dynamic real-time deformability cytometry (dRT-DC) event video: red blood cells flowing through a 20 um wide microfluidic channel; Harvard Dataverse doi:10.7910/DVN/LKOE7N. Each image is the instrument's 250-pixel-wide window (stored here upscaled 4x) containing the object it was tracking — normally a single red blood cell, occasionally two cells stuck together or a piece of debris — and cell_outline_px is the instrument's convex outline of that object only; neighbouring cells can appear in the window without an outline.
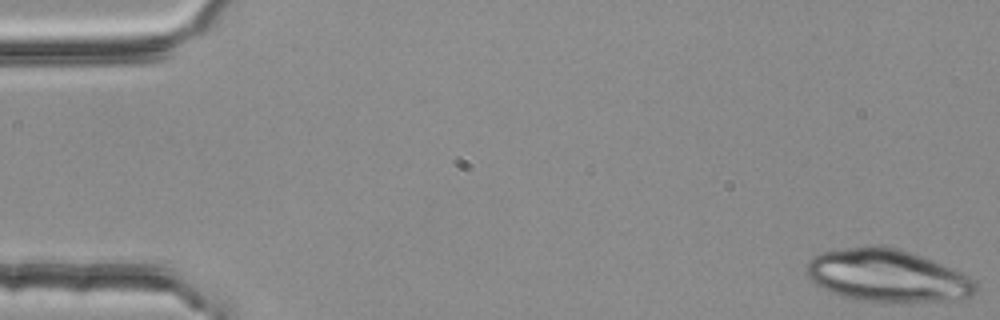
{"species": "common noctule bat (a hibernating species)", "species_latin": "Nyctalus noctula", "temperature_condition": "room temperature", "stored_images_in_passage": 6, "camera_frame_rate_fps": 3000, "um_per_image_px": 0.085, "animal": {"sex": "female", "body_mass_g": 25.1}, "frame": {"image": 1, "passage_image": 1, "time_ms": 0.0, "image_size_px": [1000, 320], "cell_outline_px": [[976, 292], [972, 296], [948, 300], [900, 304], [868, 300], [840, 296], [816, 284], [804, 272], [804, 268], [808, 260], [812, 256], [824, 252], [844, 248], [900, 248], [960, 272], [968, 276], [976, 284]], "centroid_in_image_um": [75.41, 23.47], "position_along_channel_um": 9.6, "area_um2": 51.1}}
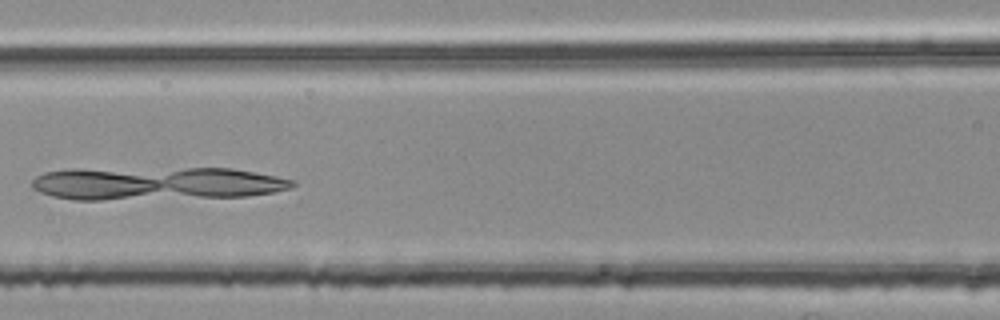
{"frame": {"image": 2, "passage_image": 6, "time_ms": 1.667, "image_size_px": [1000, 320], "cell_outline_px": [[296, 184], [292, 188], [272, 192], [248, 196], [104, 200], [72, 200], [52, 196], [40, 192], [32, 188], [32, 180], [36, 176], [44, 172], [72, 168], [232, 168], [276, 176], [296, 180]], "centroid_in_image_um": [13.26, 15.58], "position_along_channel_um": 153.3, "area_um2": 50.92}}